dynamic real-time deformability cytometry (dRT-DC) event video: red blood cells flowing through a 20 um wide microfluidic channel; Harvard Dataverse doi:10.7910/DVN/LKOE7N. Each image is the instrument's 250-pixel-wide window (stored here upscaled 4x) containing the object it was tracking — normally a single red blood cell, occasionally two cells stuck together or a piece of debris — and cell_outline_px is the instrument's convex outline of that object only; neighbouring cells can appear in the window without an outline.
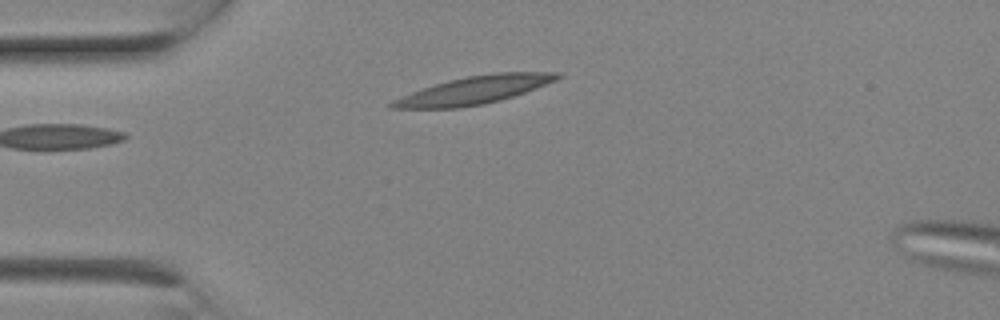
{"species": "Egyptian fruit bat (a non-hibernating species)", "species_latin": "Rousettus aegyptiacus", "temperature_condition": "room temperature", "stored_images_in_passage": 4, "camera_frame_rate_fps": 3000, "um_per_image_px": 0.085, "animal": {"sex": "female"}, "frame": {"image": 1, "passage_image": 4, "time_ms": 1.0, "image_size_px": [1000, 320], "cell_outline_px": [[564, 76], [556, 80], [536, 88], [500, 100], [484, 104], [460, 108], [388, 108], [388, 104], [392, 100], [412, 92], [448, 80], [468, 76], [492, 72], [560, 72]], "centroid_in_image_um": [40.32, 7.65], "position_along_channel_um": 44.7, "area_um2": 26.65}}